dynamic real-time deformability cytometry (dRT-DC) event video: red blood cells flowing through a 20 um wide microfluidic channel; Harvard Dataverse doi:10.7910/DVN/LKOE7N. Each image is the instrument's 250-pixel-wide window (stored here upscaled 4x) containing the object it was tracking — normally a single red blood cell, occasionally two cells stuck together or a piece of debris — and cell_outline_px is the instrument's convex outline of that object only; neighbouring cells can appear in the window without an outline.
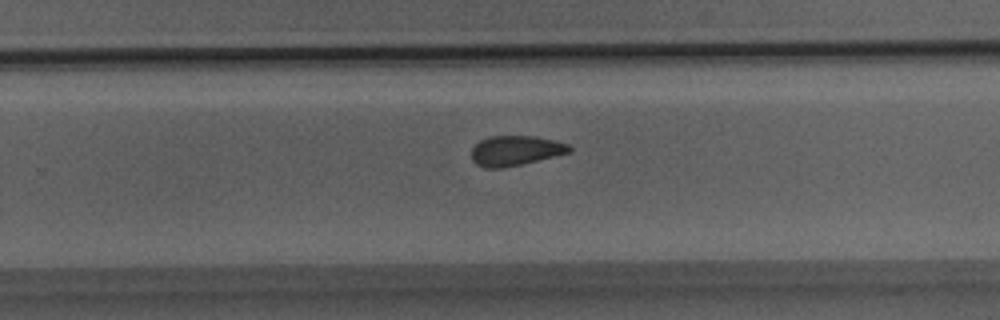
{"species": "Egyptian fruit bat (a non-hibernating species)", "species_latin": "Rousettus aegyptiacus", "temperature_condition": "room temperature", "stored_images_in_passage": 30, "camera_frame_rate_fps": 3000, "um_per_image_px": 0.085, "animal": {"sex": "male"}, "frame": {"image": 1, "passage_image": 21, "time_ms": 6.667, "image_size_px": [1000, 320], "cell_outline_px": [[572, 152], [520, 164], [500, 168], [484, 168], [476, 164], [472, 160], [472, 148], [480, 140], [488, 136], [536, 136], [568, 144], [572, 148]], "centroid_in_image_um": [43.8, 12.8], "position_along_channel_um": 286.0, "area_um2": 16.99}}
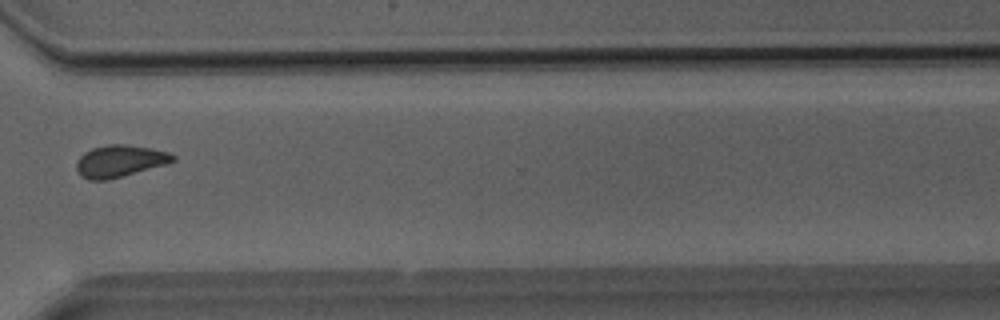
{"frame": {"image": 2, "passage_image": 25, "time_ms": 8.0, "image_size_px": [1000, 320], "cell_outline_px": [[176, 160], [168, 164], [108, 180], [88, 180], [80, 176], [76, 168], [76, 160], [84, 152], [92, 148], [108, 144], [124, 144], [152, 148], [168, 152], [176, 156]], "centroid_in_image_um": [10.18, 13.69], "position_along_channel_um": 360.4, "area_um2": 18.21}}
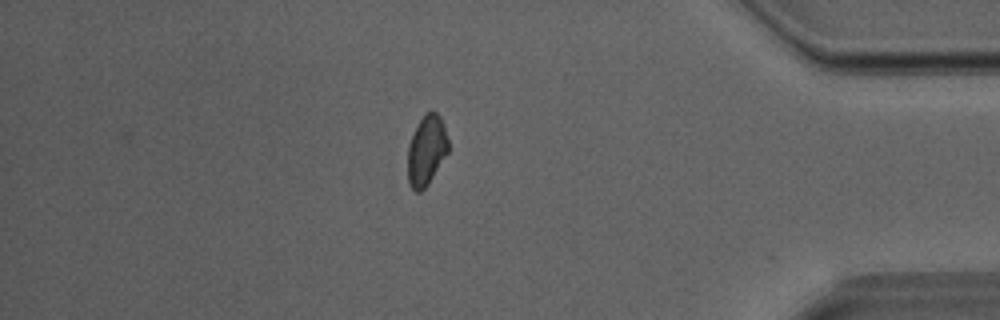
{"frame": {"image": 3, "passage_image": 29, "time_ms": 9.333, "image_size_px": [1000, 320], "cell_outline_px": [[448, 152], [428, 184], [420, 192], [416, 192], [408, 184], [408, 144], [424, 112], [432, 108], [440, 116], [444, 124], [448, 140]], "centroid_in_image_um": [36.25, 12.75], "position_along_channel_um": 398.9, "area_um2": 16.65}}